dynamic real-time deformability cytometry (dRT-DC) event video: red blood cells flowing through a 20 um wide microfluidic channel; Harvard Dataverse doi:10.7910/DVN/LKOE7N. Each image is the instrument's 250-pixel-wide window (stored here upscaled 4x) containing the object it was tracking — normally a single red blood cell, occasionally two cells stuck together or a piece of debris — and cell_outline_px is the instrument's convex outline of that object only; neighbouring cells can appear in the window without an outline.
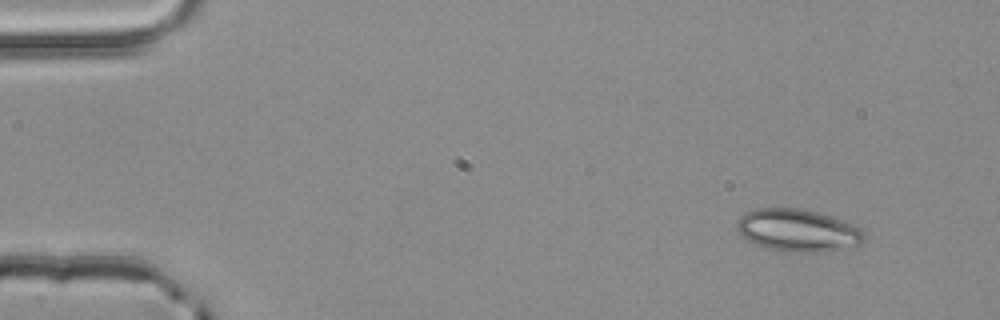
{"species": "common noctule bat (a hibernating species)", "species_latin": "Nyctalus noctula", "temperature_condition": "room temperature", "stored_images_in_passage": 4, "camera_frame_rate_fps": 3000, "um_per_image_px": 0.085, "animal": {"sex": "male", "body_mass_g": 20.4}, "frame": {"image": 1, "passage_image": 1, "time_ms": 0.0, "image_size_px": [1000, 320], "cell_outline_px": [[864, 240], [860, 244], [824, 252], [796, 252], [768, 248], [756, 244], [748, 240], [736, 228], [736, 220], [744, 212], [756, 208], [800, 208], [816, 212], [852, 224], [860, 228], [864, 232]], "centroid_in_image_um": [67.78, 19.57], "position_along_channel_um": 17.2, "area_um2": 31.15}}
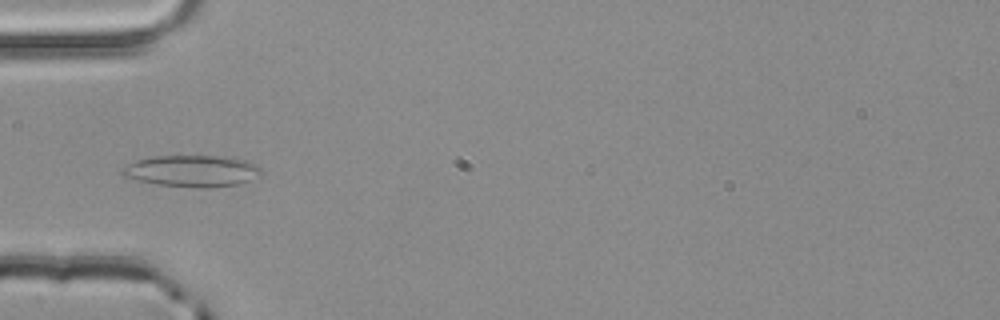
{"frame": {"image": 2, "passage_image": 4, "time_ms": 1.0, "image_size_px": [1000, 320], "cell_outline_px": [[264, 172], [260, 176], [240, 184], [208, 188], [200, 188], [156, 184], [136, 180], [124, 176], [120, 172], [128, 164], [136, 160], [156, 156], [232, 156], [248, 160], [256, 164]], "centroid_in_image_um": [16.4, 14.53], "position_along_channel_um": 68.6, "area_um2": 25.89}}